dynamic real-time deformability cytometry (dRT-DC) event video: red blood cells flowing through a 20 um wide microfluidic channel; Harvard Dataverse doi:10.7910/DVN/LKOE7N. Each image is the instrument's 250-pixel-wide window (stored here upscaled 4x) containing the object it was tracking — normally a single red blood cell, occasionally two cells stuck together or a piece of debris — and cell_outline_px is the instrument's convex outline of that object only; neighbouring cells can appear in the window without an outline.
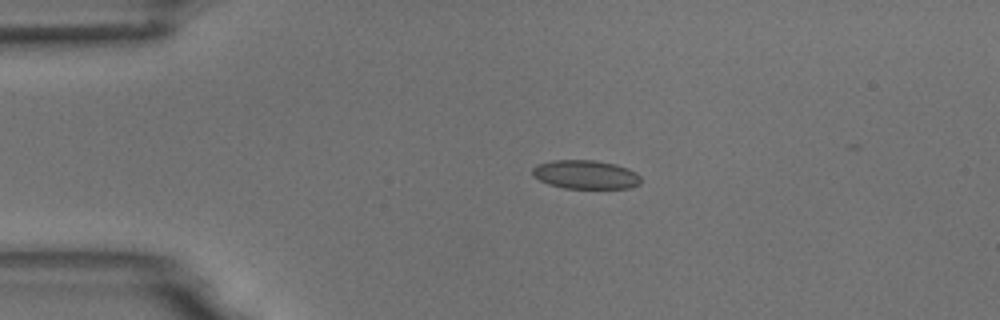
{"species": "common noctule bat (a hibernating species)", "species_latin": "Nyctalus noctula", "temperature_condition": "room temperature", "stored_images_in_passage": 4, "camera_frame_rate_fps": 3000, "um_per_image_px": 0.085, "animal": {"sex": "male", "body_mass_g": 18.8}, "frame": {"image": 1, "passage_image": 3, "time_ms": 2.333, "image_size_px": [1000, 320], "cell_outline_px": [[640, 184], [632, 188], [564, 188], [548, 184], [532, 176], [532, 168], [536, 164], [552, 160], [596, 160], [616, 164], [628, 168], [636, 172], [640, 176]], "centroid_in_image_um": [49.77, 14.83], "position_along_channel_um": 35.2, "area_um2": 18.38}}